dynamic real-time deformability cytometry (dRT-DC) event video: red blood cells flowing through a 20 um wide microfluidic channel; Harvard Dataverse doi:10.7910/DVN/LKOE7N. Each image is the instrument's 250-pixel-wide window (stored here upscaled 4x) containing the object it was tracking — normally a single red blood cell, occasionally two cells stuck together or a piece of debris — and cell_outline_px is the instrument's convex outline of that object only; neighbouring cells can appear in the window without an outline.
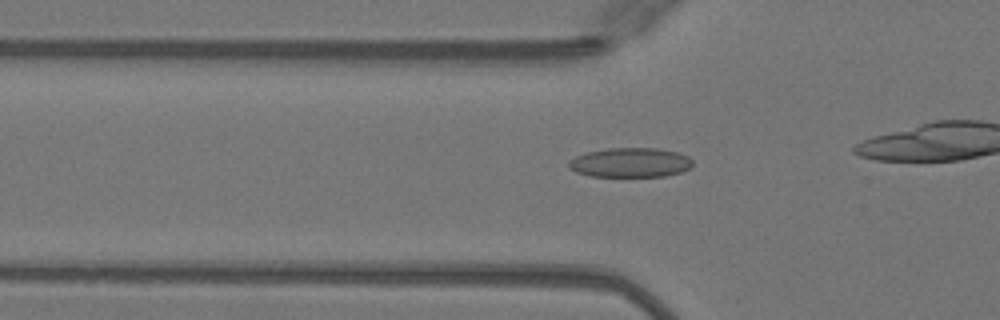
{"species": "Egyptian fruit bat (a non-hibernating species)", "species_latin": "Rousettus aegyptiacus", "temperature_condition": "warm", "stored_images_in_passage": 40, "camera_frame_rate_fps": 3000, "um_per_image_px": 0.085, "animal": {"sex": "female"}, "frame": {"image": 1, "passage_image": 17, "time_ms": 5.333, "image_size_px": [1000, 320], "cell_outline_px": [[692, 168], [680, 172], [664, 176], [592, 176], [576, 172], [568, 168], [568, 160], [576, 156], [588, 152], [608, 148], [656, 148], [676, 152], [688, 156], [692, 160]], "centroid_in_image_um": [53.57, 13.81], "position_along_channel_um": 72.2, "area_um2": 21.27}}
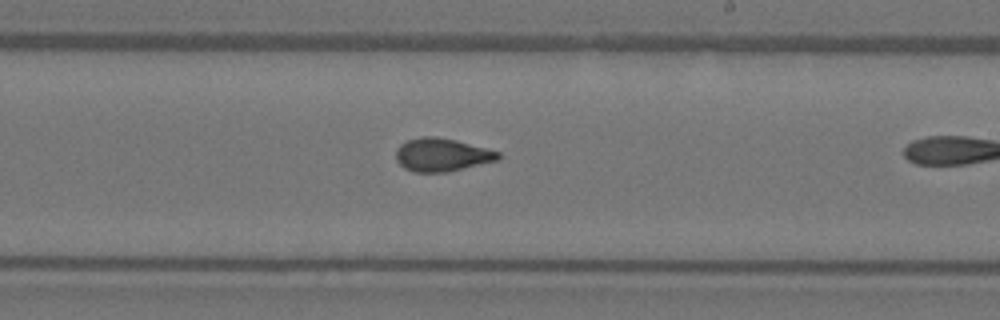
{"frame": {"image": 2, "passage_image": 30, "time_ms": 9.667, "image_size_px": [1000, 320], "cell_outline_px": [[500, 160], [448, 172], [416, 172], [404, 168], [396, 160], [396, 148], [400, 144], [408, 140], [420, 136], [436, 136], [456, 140], [488, 148], [500, 152]], "centroid_in_image_um": [37.58, 13.15], "position_along_channel_um": 251.4, "area_um2": 20.0}}
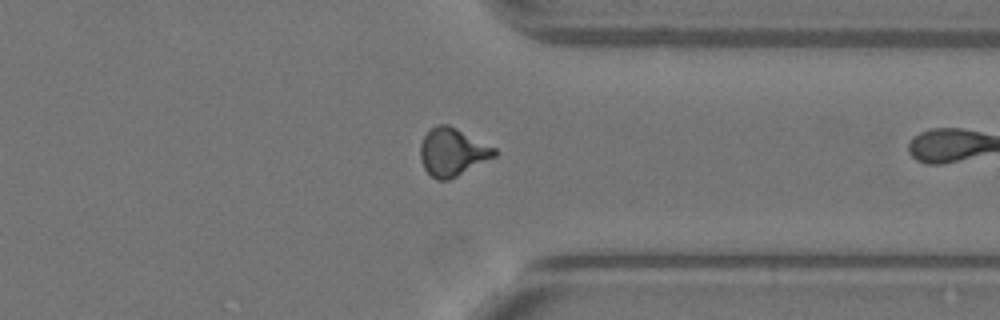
{"frame": {"image": 3, "passage_image": 39, "time_ms": 12.667, "image_size_px": [1000, 320], "cell_outline_px": [[496, 156], [448, 180], [436, 180], [424, 168], [420, 160], [420, 144], [424, 136], [436, 124], [448, 124], [496, 148]], "centroid_in_image_um": [38.44, 12.92], "position_along_channel_um": 373.0, "area_um2": 20.46}}